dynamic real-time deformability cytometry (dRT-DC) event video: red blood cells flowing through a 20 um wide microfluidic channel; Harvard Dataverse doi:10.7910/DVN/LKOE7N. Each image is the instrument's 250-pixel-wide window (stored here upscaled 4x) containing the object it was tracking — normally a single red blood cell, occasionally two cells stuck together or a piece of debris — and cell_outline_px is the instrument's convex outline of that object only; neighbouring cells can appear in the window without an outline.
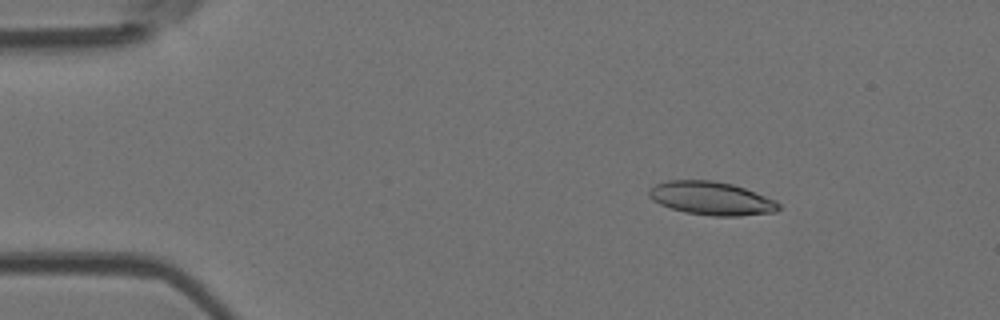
{"species": "Egyptian fruit bat (a non-hibernating species)", "species_latin": "Rousettus aegyptiacus", "temperature_condition": "room temperature", "stored_images_in_passage": 6, "camera_frame_rate_fps": 3000, "um_per_image_px": 0.085, "animal": {"sex": "female"}, "frame": {"image": 1, "passage_image": 3, "time_ms": 2.333, "image_size_px": [1000, 320], "cell_outline_px": [[780, 208], [776, 212], [740, 216], [712, 216], [684, 212], [660, 204], [652, 200], [648, 196], [648, 188], [656, 184], [668, 180], [712, 180], [732, 184], [744, 188], [776, 200], [780, 204]], "centroid_in_image_um": [60.46, 16.86], "position_along_channel_um": 24.5, "area_um2": 25.32}}